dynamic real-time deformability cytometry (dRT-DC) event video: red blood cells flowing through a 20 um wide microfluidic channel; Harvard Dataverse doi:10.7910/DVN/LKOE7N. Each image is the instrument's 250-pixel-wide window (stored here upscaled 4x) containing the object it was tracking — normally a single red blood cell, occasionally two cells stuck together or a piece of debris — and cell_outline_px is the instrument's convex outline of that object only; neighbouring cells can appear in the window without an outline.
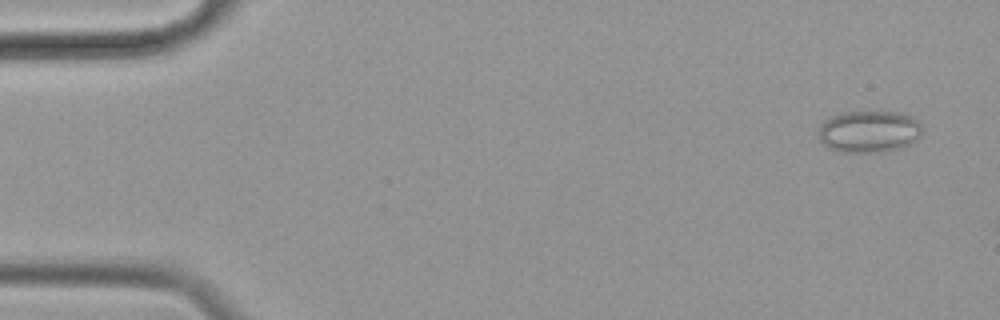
{"species": "common noctule bat (a hibernating species)", "species_latin": "Nyctalus noctula", "temperature_condition": "cold", "stored_images_in_passage": 13, "camera_frame_rate_fps": 3000, "um_per_image_px": 0.085, "animal": {"sex": "female", "body_mass_g": 19.9}, "frame": {"image": 1, "passage_image": 3, "time_ms": 0.667, "image_size_px": [1000, 320], "cell_outline_px": [[920, 136], [916, 140], [900, 148], [884, 152], [840, 152], [828, 148], [820, 140], [820, 124], [832, 116], [844, 112], [900, 112], [916, 120], [920, 124]], "centroid_in_image_um": [73.85, 11.19], "position_along_channel_um": 11.1, "area_um2": 25.09}}